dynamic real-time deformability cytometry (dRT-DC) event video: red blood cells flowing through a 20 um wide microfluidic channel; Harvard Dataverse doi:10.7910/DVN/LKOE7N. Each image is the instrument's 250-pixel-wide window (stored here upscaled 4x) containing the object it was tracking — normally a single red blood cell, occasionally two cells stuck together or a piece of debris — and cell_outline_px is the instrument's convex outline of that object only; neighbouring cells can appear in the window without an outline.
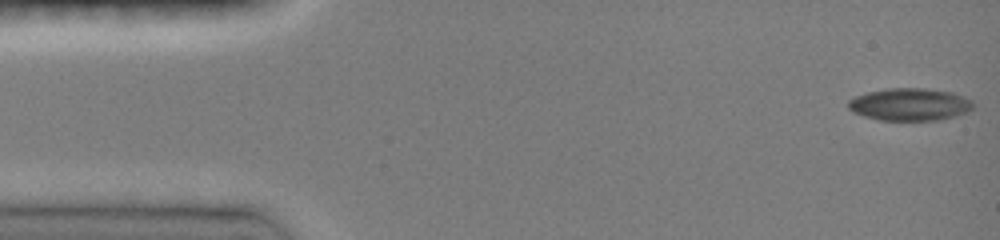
{"species": "common noctule bat (a hibernating species)", "species_latin": "Nyctalus noctula", "temperature_condition": "room temperature", "stored_images_in_passage": 46, "camera_frame_rate_fps": 3000, "um_per_image_px": 0.085, "animal": {"sex": "female", "body_mass_g": 19.0, "forearm_length_mm": 51.5}, "frame": {"image": 1, "passage_image": 1, "time_ms": 0.0, "image_size_px": [1000, 240], "cell_outline_px": [[976, 104], [972, 108], [956, 116], [940, 120], [880, 120], [864, 116], [852, 112], [848, 108], [848, 100], [856, 96], [868, 92], [888, 88], [924, 88], [952, 92], [972, 100]], "centroid_in_image_um": [77.33, 8.87], "position_along_channel_um": 7.7, "area_um2": 23.64}}
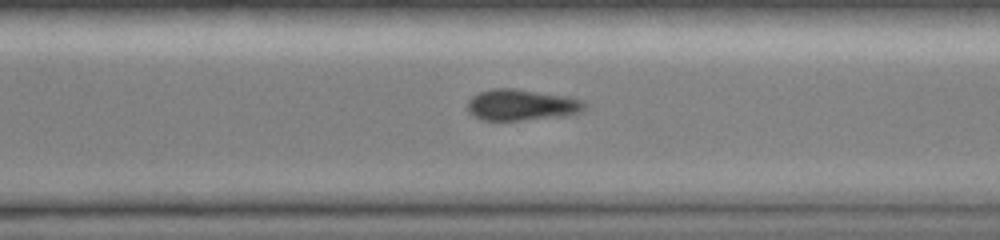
{"frame": {"image": 2, "passage_image": 33, "time_ms": 10.667, "image_size_px": [1000, 240], "cell_outline_px": [[588, 104], [580, 112], [568, 116], [520, 120], [480, 120], [472, 116], [468, 112], [468, 100], [472, 96], [480, 92], [492, 88], [512, 88], [568, 96], [584, 100]], "centroid_in_image_um": [44.35, 8.92], "position_along_channel_um": 326.3, "area_um2": 21.56}}
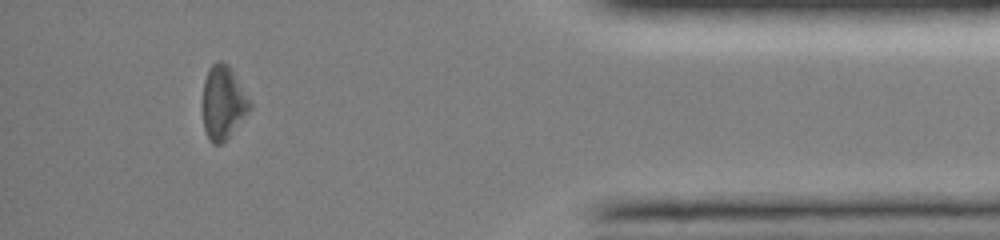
{"frame": {"image": 3, "passage_image": 42, "time_ms": 13.667, "image_size_px": [1000, 240], "cell_outline_px": [[252, 108], [228, 136], [220, 144], [212, 144], [208, 140], [204, 128], [204, 80], [208, 68], [216, 60], [220, 60], [228, 64], [252, 104]], "centroid_in_image_um": [18.96, 8.7], "position_along_channel_um": 416.2, "area_um2": 19.83}, "authors_computed_cell_mechanics": {"area_um2": 23.5824, "velocity_mm_per_s": 4.1006, "shape_relaxation_time_tau1_ms": 1.697, "shape_relaxation_time_tau2_ms": null, "deformation_change_tau1": 0.0892, "deformation_change_tau2": null}}